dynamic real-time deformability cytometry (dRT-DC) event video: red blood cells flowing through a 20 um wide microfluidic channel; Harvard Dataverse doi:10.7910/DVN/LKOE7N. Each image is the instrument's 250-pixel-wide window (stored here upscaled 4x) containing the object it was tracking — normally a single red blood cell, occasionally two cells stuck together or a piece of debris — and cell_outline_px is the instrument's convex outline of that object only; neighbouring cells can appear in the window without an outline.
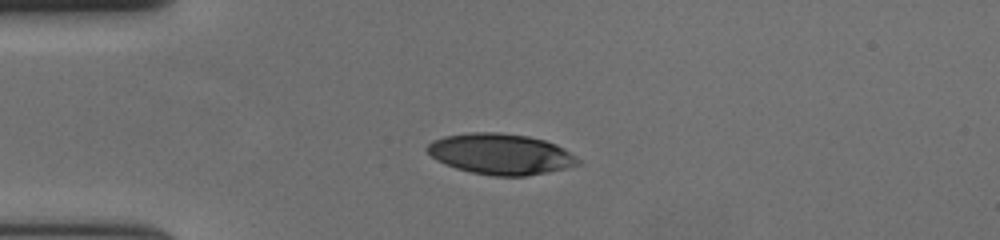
{"species": "human", "species_latin": "Homo sapiens", "temperature_condition": "cold", "stored_images_in_passage": 44, "camera_frame_rate_fps": 3000, "um_per_image_px": 0.085, "donor": {"sex": "female"}, "frame": {"image": 1, "passage_image": 1, "time_ms": 0.0, "image_size_px": [1000, 240], "cell_outline_px": [[580, 164], [564, 168], [524, 176], [496, 176], [472, 172], [456, 168], [444, 164], [436, 160], [424, 148], [432, 140], [444, 136], [468, 132], [496, 132], [528, 136], [544, 140], [556, 144], [564, 148], [580, 160]], "centroid_in_image_um": [42.51, 13.08], "position_along_channel_um": 42.5, "area_um2": 35.72}}
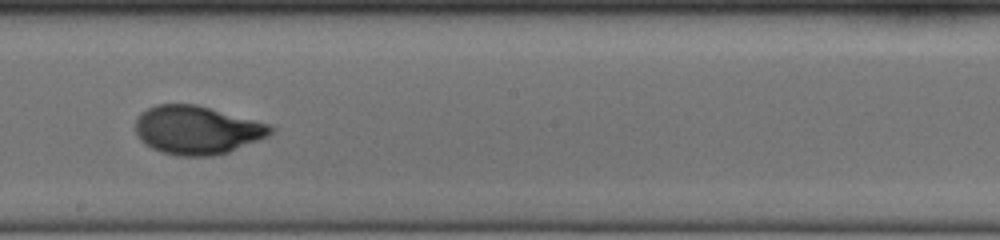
{"frame": {"image": 2, "passage_image": 19, "time_ms": 6.0, "image_size_px": [1000, 240], "cell_outline_px": [[276, 128], [268, 136], [228, 152], [212, 156], [176, 156], [152, 148], [144, 144], [140, 140], [136, 132], [136, 116], [140, 112], [156, 104], [196, 104], [268, 124]], "centroid_in_image_um": [16.71, 11.05], "position_along_channel_um": 231.5, "area_um2": 38.03}}
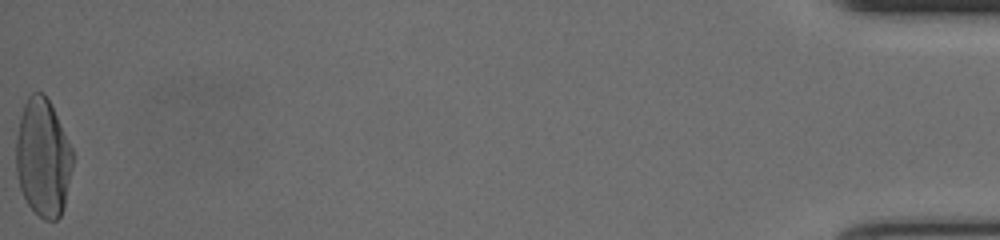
{"frame": {"image": 3, "passage_image": 44, "time_ms": 14.333, "image_size_px": [1000, 240], "cell_outline_px": [[72, 168], [64, 204], [60, 216], [56, 220], [44, 220], [28, 204], [20, 188], [16, 176], [16, 136], [20, 116], [24, 104], [28, 96], [32, 92], [44, 92], [72, 148]], "centroid_in_image_um": [3.63, 13.4], "position_along_channel_um": 431.6, "area_um2": 38.61}, "authors_computed_cell_mechanics": {"area_um2": 37.5122, "velocity_mm_per_s": 3.6206, "shape_relaxation_time_tau1_ms": 3.9747, "shape_relaxation_time_tau2_ms": null, "deformation_change_tau1": 0.2075, "deformation_change_tau2": null}}